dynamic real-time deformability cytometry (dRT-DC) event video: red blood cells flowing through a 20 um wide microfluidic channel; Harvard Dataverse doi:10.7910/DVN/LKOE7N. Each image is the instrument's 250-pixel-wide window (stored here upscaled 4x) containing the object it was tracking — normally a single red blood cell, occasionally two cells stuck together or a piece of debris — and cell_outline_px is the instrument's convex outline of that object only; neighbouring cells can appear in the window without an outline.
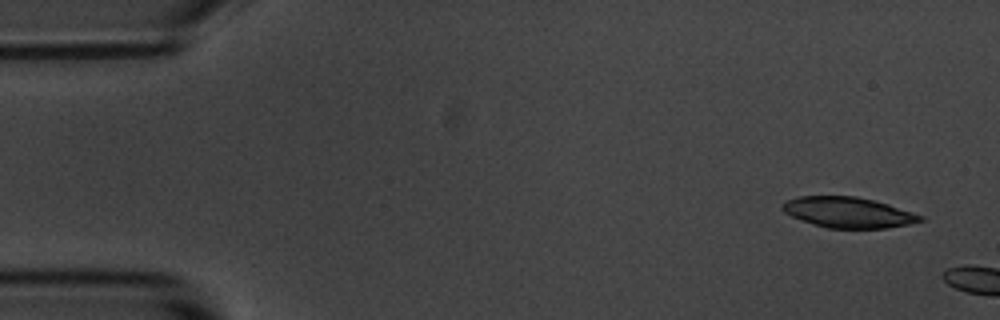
{"species": "common noctule bat (a hibernating species)", "species_latin": "Nyctalus noctula", "temperature_condition": "room temperature", "stored_images_in_passage": 4, "camera_frame_rate_fps": 3000, "um_per_image_px": 0.085, "animal": {"sex": "male", "body_mass_g": 20.1, "forearm_length_mm": 53.5}, "frame": {"image": 1, "passage_image": 1, "time_ms": 0.0, "image_size_px": [1000, 320], "cell_outline_px": [[924, 220], [908, 224], [888, 228], [828, 228], [800, 220], [784, 212], [780, 208], [780, 204], [788, 200], [800, 196], [856, 196], [888, 204], [924, 216]], "centroid_in_image_um": [72.08, 18.05], "position_along_channel_um": 12.9, "area_um2": 24.51}}